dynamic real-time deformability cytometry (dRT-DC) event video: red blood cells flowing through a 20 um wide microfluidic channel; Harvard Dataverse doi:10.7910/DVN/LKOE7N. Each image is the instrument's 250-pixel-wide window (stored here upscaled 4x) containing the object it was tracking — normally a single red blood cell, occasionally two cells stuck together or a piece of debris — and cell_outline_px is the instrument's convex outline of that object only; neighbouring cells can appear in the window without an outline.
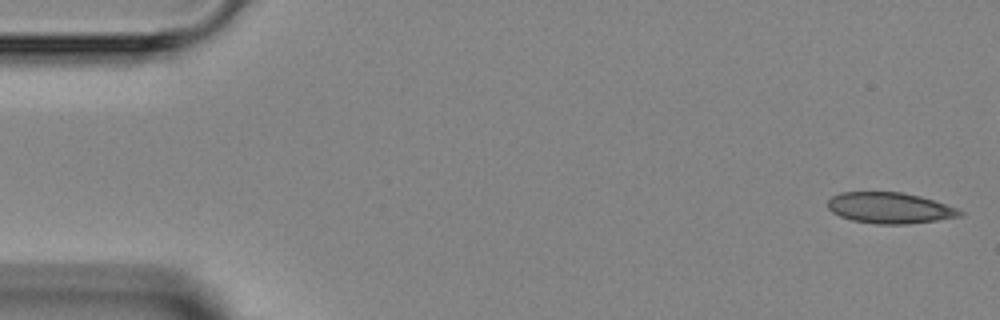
{"species": "Egyptian fruit bat (a non-hibernating species)", "species_latin": "Rousettus aegyptiacus", "temperature_condition": "room temperature", "stored_images_in_passage": 5, "camera_frame_rate_fps": 3000, "um_per_image_px": 0.085, "animal": {"sex": "female"}, "frame": {"image": 1, "passage_image": 1, "time_ms": 0.0, "image_size_px": [1000, 320], "cell_outline_px": [[964, 216], [908, 224], [876, 224], [852, 220], [840, 216], [832, 212], [828, 208], [828, 200], [832, 196], [840, 192], [904, 192], [920, 196], [956, 208], [964, 212]], "centroid_in_image_um": [75.62, 17.67], "position_along_channel_um": 9.4, "area_um2": 23.81}}